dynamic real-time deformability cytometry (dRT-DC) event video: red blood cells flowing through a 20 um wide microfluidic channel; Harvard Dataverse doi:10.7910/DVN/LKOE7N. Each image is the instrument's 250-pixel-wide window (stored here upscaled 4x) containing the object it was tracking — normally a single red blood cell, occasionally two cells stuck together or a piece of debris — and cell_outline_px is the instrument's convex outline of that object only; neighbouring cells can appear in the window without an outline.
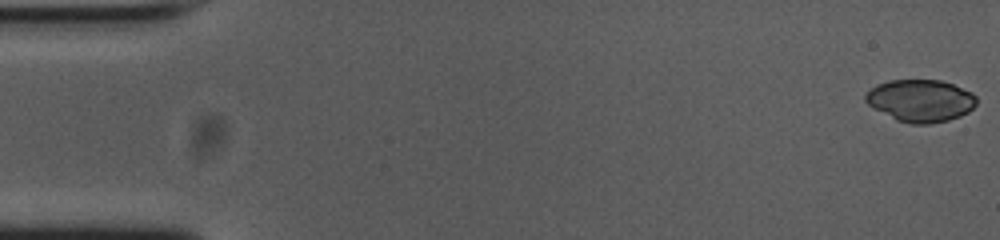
{"species": "common noctule bat (a hibernating species)", "species_latin": "Nyctalus noctula", "temperature_condition": "cold", "stored_images_in_passage": 54, "camera_frame_rate_fps": 3000, "um_per_image_px": 0.085, "animal": {"sex": "female", "body_mass_g": 23.0, "forearm_length_mm": 53.4}, "frame": {"image": 1, "passage_image": 1, "time_ms": 0.0, "image_size_px": [1000, 240], "cell_outline_px": [[976, 104], [968, 112], [960, 116], [948, 120], [928, 124], [912, 124], [896, 120], [868, 104], [864, 100], [864, 96], [876, 84], [888, 80], [940, 80], [952, 84], [972, 92], [976, 96]], "centroid_in_image_um": [78.24, 8.55], "position_along_channel_um": 6.8, "area_um2": 27.22}}
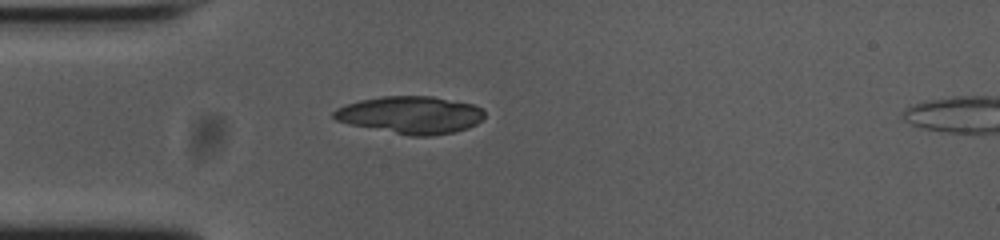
{"frame": {"image": 2, "passage_image": 15, "time_ms": 4.667, "image_size_px": [1000, 240], "cell_outline_px": [[484, 116], [476, 124], [468, 128], [452, 132], [432, 136], [412, 136], [352, 124], [336, 120], [332, 116], [332, 112], [336, 108], [360, 100], [380, 96], [432, 96], [472, 104], [480, 108], [484, 112]], "centroid_in_image_um": [34.9, 9.76], "position_along_channel_um": 50.1, "area_um2": 32.48}}
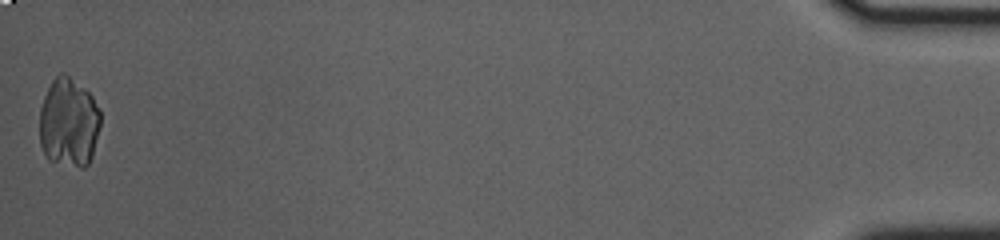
{"frame": {"image": 3, "passage_image": 54, "time_ms": 17.667, "image_size_px": [1000, 240], "cell_outline_px": [[100, 128], [92, 156], [88, 164], [84, 168], [80, 168], [48, 160], [40, 144], [40, 108], [44, 96], [52, 80], [60, 72], [64, 72], [84, 88], [92, 96], [100, 108]], "centroid_in_image_um": [5.85, 10.42], "position_along_channel_um": 429.3, "area_um2": 31.91}}